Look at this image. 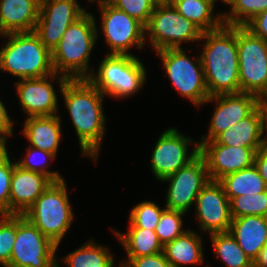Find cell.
<instances>
[{"mask_svg": "<svg viewBox=\"0 0 267 267\" xmlns=\"http://www.w3.org/2000/svg\"><path fill=\"white\" fill-rule=\"evenodd\" d=\"M120 267H173L163 252L158 254L128 258L121 262Z\"/></svg>", "mask_w": 267, "mask_h": 267, "instance_id": "38", "label": "cell"}, {"mask_svg": "<svg viewBox=\"0 0 267 267\" xmlns=\"http://www.w3.org/2000/svg\"><path fill=\"white\" fill-rule=\"evenodd\" d=\"M200 59L209 96L240 93L237 26L202 32Z\"/></svg>", "mask_w": 267, "mask_h": 267, "instance_id": "2", "label": "cell"}, {"mask_svg": "<svg viewBox=\"0 0 267 267\" xmlns=\"http://www.w3.org/2000/svg\"><path fill=\"white\" fill-rule=\"evenodd\" d=\"M257 107L261 113L263 131L267 137V92L257 96Z\"/></svg>", "mask_w": 267, "mask_h": 267, "instance_id": "42", "label": "cell"}, {"mask_svg": "<svg viewBox=\"0 0 267 267\" xmlns=\"http://www.w3.org/2000/svg\"><path fill=\"white\" fill-rule=\"evenodd\" d=\"M98 6L102 17V34L111 49L107 54L133 55L129 52L130 48L136 46L142 49L146 45V29L142 23L111 3Z\"/></svg>", "mask_w": 267, "mask_h": 267, "instance_id": "11", "label": "cell"}, {"mask_svg": "<svg viewBox=\"0 0 267 267\" xmlns=\"http://www.w3.org/2000/svg\"><path fill=\"white\" fill-rule=\"evenodd\" d=\"M52 183L44 174L25 170L15 161L10 184L9 215H23Z\"/></svg>", "mask_w": 267, "mask_h": 267, "instance_id": "19", "label": "cell"}, {"mask_svg": "<svg viewBox=\"0 0 267 267\" xmlns=\"http://www.w3.org/2000/svg\"><path fill=\"white\" fill-rule=\"evenodd\" d=\"M8 38L0 50V70L21 79L40 78L54 72L52 53L34 32H15L0 35Z\"/></svg>", "mask_w": 267, "mask_h": 267, "instance_id": "4", "label": "cell"}, {"mask_svg": "<svg viewBox=\"0 0 267 267\" xmlns=\"http://www.w3.org/2000/svg\"><path fill=\"white\" fill-rule=\"evenodd\" d=\"M154 50L181 48L183 42H198L202 31L182 16L172 4L157 5L145 27Z\"/></svg>", "mask_w": 267, "mask_h": 267, "instance_id": "8", "label": "cell"}, {"mask_svg": "<svg viewBox=\"0 0 267 267\" xmlns=\"http://www.w3.org/2000/svg\"><path fill=\"white\" fill-rule=\"evenodd\" d=\"M83 156H99L105 133L104 94L87 78L67 79L60 90Z\"/></svg>", "mask_w": 267, "mask_h": 267, "instance_id": "1", "label": "cell"}, {"mask_svg": "<svg viewBox=\"0 0 267 267\" xmlns=\"http://www.w3.org/2000/svg\"><path fill=\"white\" fill-rule=\"evenodd\" d=\"M156 5L172 4L173 0H153Z\"/></svg>", "mask_w": 267, "mask_h": 267, "instance_id": "45", "label": "cell"}, {"mask_svg": "<svg viewBox=\"0 0 267 267\" xmlns=\"http://www.w3.org/2000/svg\"><path fill=\"white\" fill-rule=\"evenodd\" d=\"M92 13L86 12L71 24L52 52L54 72L68 79L88 78L94 68L89 59L98 38V27Z\"/></svg>", "mask_w": 267, "mask_h": 267, "instance_id": "3", "label": "cell"}, {"mask_svg": "<svg viewBox=\"0 0 267 267\" xmlns=\"http://www.w3.org/2000/svg\"><path fill=\"white\" fill-rule=\"evenodd\" d=\"M240 93L267 92V42L245 26H237Z\"/></svg>", "mask_w": 267, "mask_h": 267, "instance_id": "9", "label": "cell"}, {"mask_svg": "<svg viewBox=\"0 0 267 267\" xmlns=\"http://www.w3.org/2000/svg\"><path fill=\"white\" fill-rule=\"evenodd\" d=\"M69 267H114L110 249L91 240L62 259Z\"/></svg>", "mask_w": 267, "mask_h": 267, "instance_id": "28", "label": "cell"}, {"mask_svg": "<svg viewBox=\"0 0 267 267\" xmlns=\"http://www.w3.org/2000/svg\"><path fill=\"white\" fill-rule=\"evenodd\" d=\"M215 141L227 146L261 149L267 143V137H264L262 117L258 107L248 117L222 132Z\"/></svg>", "mask_w": 267, "mask_h": 267, "instance_id": "22", "label": "cell"}, {"mask_svg": "<svg viewBox=\"0 0 267 267\" xmlns=\"http://www.w3.org/2000/svg\"><path fill=\"white\" fill-rule=\"evenodd\" d=\"M0 216V265L8 267L17 236V215Z\"/></svg>", "mask_w": 267, "mask_h": 267, "instance_id": "35", "label": "cell"}, {"mask_svg": "<svg viewBox=\"0 0 267 267\" xmlns=\"http://www.w3.org/2000/svg\"><path fill=\"white\" fill-rule=\"evenodd\" d=\"M209 180L205 159L198 153L187 165L161 180L169 182L165 208L188 212Z\"/></svg>", "mask_w": 267, "mask_h": 267, "instance_id": "12", "label": "cell"}, {"mask_svg": "<svg viewBox=\"0 0 267 267\" xmlns=\"http://www.w3.org/2000/svg\"><path fill=\"white\" fill-rule=\"evenodd\" d=\"M214 255L226 267H253V261L244 253L230 232L210 234Z\"/></svg>", "mask_w": 267, "mask_h": 267, "instance_id": "29", "label": "cell"}, {"mask_svg": "<svg viewBox=\"0 0 267 267\" xmlns=\"http://www.w3.org/2000/svg\"><path fill=\"white\" fill-rule=\"evenodd\" d=\"M245 27L255 36L261 37L267 42V10L257 14Z\"/></svg>", "mask_w": 267, "mask_h": 267, "instance_id": "39", "label": "cell"}, {"mask_svg": "<svg viewBox=\"0 0 267 267\" xmlns=\"http://www.w3.org/2000/svg\"><path fill=\"white\" fill-rule=\"evenodd\" d=\"M201 236L190 229L163 246V253L173 267L204 264Z\"/></svg>", "mask_w": 267, "mask_h": 267, "instance_id": "24", "label": "cell"}, {"mask_svg": "<svg viewBox=\"0 0 267 267\" xmlns=\"http://www.w3.org/2000/svg\"><path fill=\"white\" fill-rule=\"evenodd\" d=\"M172 5L202 32L217 30L223 25V18L219 14L214 15L213 6L209 1L173 0Z\"/></svg>", "mask_w": 267, "mask_h": 267, "instance_id": "26", "label": "cell"}, {"mask_svg": "<svg viewBox=\"0 0 267 267\" xmlns=\"http://www.w3.org/2000/svg\"><path fill=\"white\" fill-rule=\"evenodd\" d=\"M4 103L0 100V143L6 144L7 137L13 136L14 120H11Z\"/></svg>", "mask_w": 267, "mask_h": 267, "instance_id": "40", "label": "cell"}, {"mask_svg": "<svg viewBox=\"0 0 267 267\" xmlns=\"http://www.w3.org/2000/svg\"><path fill=\"white\" fill-rule=\"evenodd\" d=\"M58 246L23 215H17V236L8 267H57Z\"/></svg>", "mask_w": 267, "mask_h": 267, "instance_id": "10", "label": "cell"}, {"mask_svg": "<svg viewBox=\"0 0 267 267\" xmlns=\"http://www.w3.org/2000/svg\"><path fill=\"white\" fill-rule=\"evenodd\" d=\"M27 149L28 150L26 152V156H24L23 159L16 161V164L18 166H20L25 170L44 174L45 176L50 178L53 182H60L64 180V178L62 177L61 174H59L58 171L55 172L48 170L49 168L48 160L52 161V159L56 158L54 154L32 146H29ZM39 155L43 159L45 158L44 161L42 160V158H40L42 160V161L40 160L42 163L39 160H37L39 158H35L36 156L40 157Z\"/></svg>", "mask_w": 267, "mask_h": 267, "instance_id": "32", "label": "cell"}, {"mask_svg": "<svg viewBox=\"0 0 267 267\" xmlns=\"http://www.w3.org/2000/svg\"><path fill=\"white\" fill-rule=\"evenodd\" d=\"M197 221L203 232H229L232 217L229 198L219 181L209 180L195 201Z\"/></svg>", "mask_w": 267, "mask_h": 267, "instance_id": "16", "label": "cell"}, {"mask_svg": "<svg viewBox=\"0 0 267 267\" xmlns=\"http://www.w3.org/2000/svg\"><path fill=\"white\" fill-rule=\"evenodd\" d=\"M184 214V212L168 208H165L163 210L159 219V223L157 224L155 229L159 241L163 246L187 231V229L184 230L182 228V216H184Z\"/></svg>", "mask_w": 267, "mask_h": 267, "instance_id": "33", "label": "cell"}, {"mask_svg": "<svg viewBox=\"0 0 267 267\" xmlns=\"http://www.w3.org/2000/svg\"><path fill=\"white\" fill-rule=\"evenodd\" d=\"M163 210L152 201H144L137 204L133 207L128 217L129 228L155 230Z\"/></svg>", "mask_w": 267, "mask_h": 267, "instance_id": "34", "label": "cell"}, {"mask_svg": "<svg viewBox=\"0 0 267 267\" xmlns=\"http://www.w3.org/2000/svg\"><path fill=\"white\" fill-rule=\"evenodd\" d=\"M55 79L58 80V87L61 90L68 78L53 73L45 77L21 79L16 82L19 103L27 117L57 115L59 108L57 93L51 82Z\"/></svg>", "mask_w": 267, "mask_h": 267, "instance_id": "15", "label": "cell"}, {"mask_svg": "<svg viewBox=\"0 0 267 267\" xmlns=\"http://www.w3.org/2000/svg\"><path fill=\"white\" fill-rule=\"evenodd\" d=\"M86 12L77 0H40L34 32L52 53L67 28Z\"/></svg>", "mask_w": 267, "mask_h": 267, "instance_id": "13", "label": "cell"}, {"mask_svg": "<svg viewBox=\"0 0 267 267\" xmlns=\"http://www.w3.org/2000/svg\"><path fill=\"white\" fill-rule=\"evenodd\" d=\"M182 48L156 51L161 58L166 75L177 92L195 106L205 104L210 97L206 86L200 56L191 60Z\"/></svg>", "mask_w": 267, "mask_h": 267, "instance_id": "7", "label": "cell"}, {"mask_svg": "<svg viewBox=\"0 0 267 267\" xmlns=\"http://www.w3.org/2000/svg\"><path fill=\"white\" fill-rule=\"evenodd\" d=\"M96 2L98 1V4L101 5V4H108V3H111L112 0H88V2Z\"/></svg>", "mask_w": 267, "mask_h": 267, "instance_id": "46", "label": "cell"}, {"mask_svg": "<svg viewBox=\"0 0 267 267\" xmlns=\"http://www.w3.org/2000/svg\"><path fill=\"white\" fill-rule=\"evenodd\" d=\"M192 138L180 133L177 128L170 127L159 136L151 155V170L159 181L177 172L192 161L199 153V144ZM195 146L188 154L189 144Z\"/></svg>", "mask_w": 267, "mask_h": 267, "instance_id": "14", "label": "cell"}, {"mask_svg": "<svg viewBox=\"0 0 267 267\" xmlns=\"http://www.w3.org/2000/svg\"><path fill=\"white\" fill-rule=\"evenodd\" d=\"M253 267H267V244L261 249L254 260Z\"/></svg>", "mask_w": 267, "mask_h": 267, "instance_id": "43", "label": "cell"}, {"mask_svg": "<svg viewBox=\"0 0 267 267\" xmlns=\"http://www.w3.org/2000/svg\"><path fill=\"white\" fill-rule=\"evenodd\" d=\"M229 232L254 262L267 244V217L247 215L232 218Z\"/></svg>", "mask_w": 267, "mask_h": 267, "instance_id": "21", "label": "cell"}, {"mask_svg": "<svg viewBox=\"0 0 267 267\" xmlns=\"http://www.w3.org/2000/svg\"><path fill=\"white\" fill-rule=\"evenodd\" d=\"M40 0H0V35L34 31Z\"/></svg>", "mask_w": 267, "mask_h": 267, "instance_id": "20", "label": "cell"}, {"mask_svg": "<svg viewBox=\"0 0 267 267\" xmlns=\"http://www.w3.org/2000/svg\"><path fill=\"white\" fill-rule=\"evenodd\" d=\"M65 180L53 182L23 214L47 238L59 246L73 223Z\"/></svg>", "mask_w": 267, "mask_h": 267, "instance_id": "5", "label": "cell"}, {"mask_svg": "<svg viewBox=\"0 0 267 267\" xmlns=\"http://www.w3.org/2000/svg\"><path fill=\"white\" fill-rule=\"evenodd\" d=\"M267 10V0H237L232 10L219 13L227 26H245L257 14Z\"/></svg>", "mask_w": 267, "mask_h": 267, "instance_id": "30", "label": "cell"}, {"mask_svg": "<svg viewBox=\"0 0 267 267\" xmlns=\"http://www.w3.org/2000/svg\"><path fill=\"white\" fill-rule=\"evenodd\" d=\"M111 4L135 18L145 27L148 25L151 14L157 6L153 0H112Z\"/></svg>", "mask_w": 267, "mask_h": 267, "instance_id": "37", "label": "cell"}, {"mask_svg": "<svg viewBox=\"0 0 267 267\" xmlns=\"http://www.w3.org/2000/svg\"><path fill=\"white\" fill-rule=\"evenodd\" d=\"M259 150L222 145L215 140L206 141L199 147V153L207 165L209 178L214 181L254 165Z\"/></svg>", "mask_w": 267, "mask_h": 267, "instance_id": "18", "label": "cell"}, {"mask_svg": "<svg viewBox=\"0 0 267 267\" xmlns=\"http://www.w3.org/2000/svg\"><path fill=\"white\" fill-rule=\"evenodd\" d=\"M216 1L217 0H212V6H213V8L215 7V4H216L215 2ZM219 1H222L223 3L229 5V7L231 8L230 10L233 9V7L235 6V4L237 2V0H219Z\"/></svg>", "mask_w": 267, "mask_h": 267, "instance_id": "44", "label": "cell"}, {"mask_svg": "<svg viewBox=\"0 0 267 267\" xmlns=\"http://www.w3.org/2000/svg\"><path fill=\"white\" fill-rule=\"evenodd\" d=\"M229 200L240 195H252L267 190L266 181L260 176L255 165L228 174L219 180Z\"/></svg>", "mask_w": 267, "mask_h": 267, "instance_id": "27", "label": "cell"}, {"mask_svg": "<svg viewBox=\"0 0 267 267\" xmlns=\"http://www.w3.org/2000/svg\"><path fill=\"white\" fill-rule=\"evenodd\" d=\"M61 116L27 117L22 131L30 146L50 152L57 157L62 137Z\"/></svg>", "mask_w": 267, "mask_h": 267, "instance_id": "23", "label": "cell"}, {"mask_svg": "<svg viewBox=\"0 0 267 267\" xmlns=\"http://www.w3.org/2000/svg\"><path fill=\"white\" fill-rule=\"evenodd\" d=\"M215 101L208 134L201 136L199 147L206 141L215 140L222 132L241 119L248 117L257 108V96L251 93L220 94L210 96L205 103Z\"/></svg>", "mask_w": 267, "mask_h": 267, "instance_id": "17", "label": "cell"}, {"mask_svg": "<svg viewBox=\"0 0 267 267\" xmlns=\"http://www.w3.org/2000/svg\"><path fill=\"white\" fill-rule=\"evenodd\" d=\"M14 162L9 159L6 144L0 143V215H9L10 184Z\"/></svg>", "mask_w": 267, "mask_h": 267, "instance_id": "36", "label": "cell"}, {"mask_svg": "<svg viewBox=\"0 0 267 267\" xmlns=\"http://www.w3.org/2000/svg\"><path fill=\"white\" fill-rule=\"evenodd\" d=\"M127 253L128 258L148 256L163 252V245L155 230L128 228V232L113 231Z\"/></svg>", "mask_w": 267, "mask_h": 267, "instance_id": "25", "label": "cell"}, {"mask_svg": "<svg viewBox=\"0 0 267 267\" xmlns=\"http://www.w3.org/2000/svg\"><path fill=\"white\" fill-rule=\"evenodd\" d=\"M87 79L104 95L120 99L140 91L147 78L142 61L135 55L107 54L98 71Z\"/></svg>", "mask_w": 267, "mask_h": 267, "instance_id": "6", "label": "cell"}, {"mask_svg": "<svg viewBox=\"0 0 267 267\" xmlns=\"http://www.w3.org/2000/svg\"><path fill=\"white\" fill-rule=\"evenodd\" d=\"M254 165L267 183V143L256 153Z\"/></svg>", "mask_w": 267, "mask_h": 267, "instance_id": "41", "label": "cell"}, {"mask_svg": "<svg viewBox=\"0 0 267 267\" xmlns=\"http://www.w3.org/2000/svg\"><path fill=\"white\" fill-rule=\"evenodd\" d=\"M229 204L232 218L247 215L267 217V190L258 194L233 197Z\"/></svg>", "mask_w": 267, "mask_h": 267, "instance_id": "31", "label": "cell"}]
</instances>
